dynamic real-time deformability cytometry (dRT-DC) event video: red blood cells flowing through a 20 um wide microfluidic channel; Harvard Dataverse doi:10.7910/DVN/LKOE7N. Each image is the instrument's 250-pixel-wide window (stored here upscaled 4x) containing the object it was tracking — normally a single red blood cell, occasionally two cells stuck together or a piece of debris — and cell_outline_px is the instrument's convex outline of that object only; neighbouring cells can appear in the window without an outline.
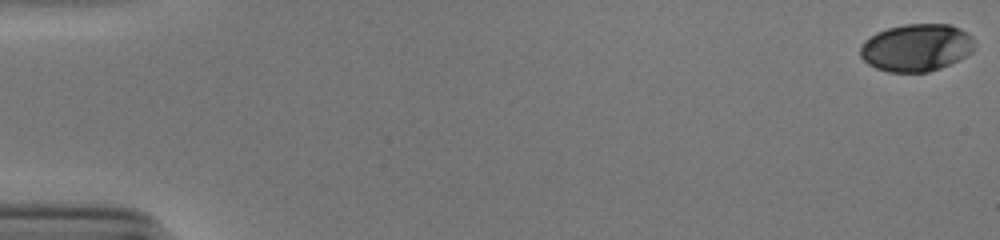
{"species": "human", "species_latin": "Homo sapiens", "temperature_condition": "cold", "stored_images_in_passage": 54, "camera_frame_rate_fps": 3000, "um_per_image_px": 0.085, "donor": {"sex": "male"}, "frame": {"image": 1, "passage_image": 1, "time_ms": 0.0, "image_size_px": [1000, 240], "cell_outline_px": [[976, 44], [972, 52], [940, 68], [928, 72], [888, 72], [876, 68], [868, 64], [860, 56], [860, 44], [864, 40], [876, 32], [888, 28], [904, 24], [948, 24], [960, 28], [968, 32], [972, 36]], "centroid_in_image_um": [77.88, 4.04], "position_along_channel_um": 7.1, "area_um2": 31.79}}
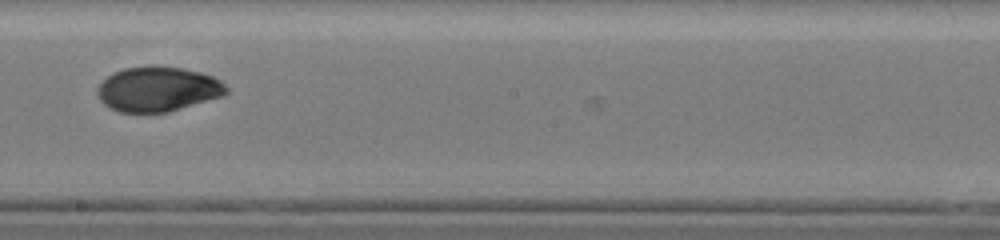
{"frame": {"image": 2, "passage_image": 32, "time_ms": 10.333, "image_size_px": [1000, 240], "cell_outline_px": [[228, 92], [224, 96], [168, 112], [120, 112], [104, 104], [100, 100], [96, 92], [96, 88], [112, 72], [124, 68], [180, 68], [200, 72], [212, 76], [220, 80], [228, 88]], "centroid_in_image_um": [13.43, 7.6], "position_along_channel_um": 234.8, "area_um2": 33.12}}
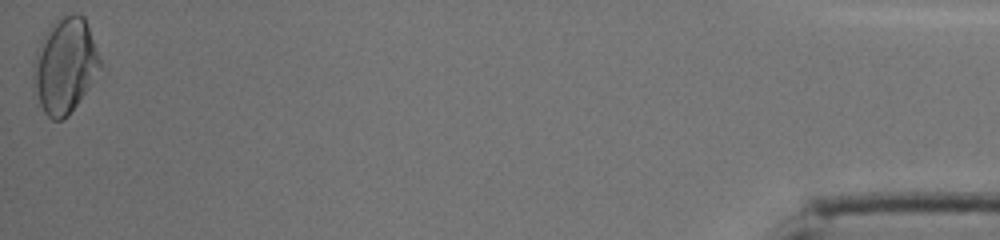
{"frame": {"image": 3, "passage_image": 54, "time_ms": 17.667, "image_size_px": [1000, 240], "cell_outline_px": [[104, 68], [68, 116], [64, 120], [52, 120], [44, 112], [32, 96], [32, 64], [36, 48], [48, 28], [56, 20], [72, 12], [76, 12], [84, 16]], "centroid_in_image_um": [5.49, 5.62], "position_along_channel_um": 429.7, "area_um2": 38.09}, "authors_computed_cell_mechanics": {"area_um2": 33.1483, "velocity_mm_per_s": 3.8838, "shape_relaxation_time_tau1_ms": 5.8303, "shape_relaxation_time_tau2_ms": 2.2238, "deformation_change_tau1": 0.1796, "deformation_change_tau2": 0.0453}}